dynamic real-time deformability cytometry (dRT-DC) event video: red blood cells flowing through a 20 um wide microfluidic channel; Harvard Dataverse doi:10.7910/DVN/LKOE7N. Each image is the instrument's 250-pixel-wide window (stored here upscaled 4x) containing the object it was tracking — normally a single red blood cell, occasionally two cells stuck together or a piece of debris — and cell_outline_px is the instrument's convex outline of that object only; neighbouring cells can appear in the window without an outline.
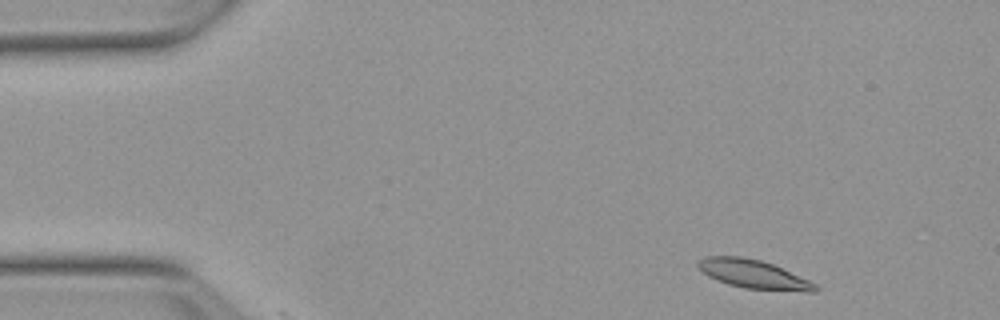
{"species": "Egyptian fruit bat (a non-hibernating species)", "species_latin": "Rousettus aegyptiacus", "temperature_condition": "warm", "stored_images_in_passage": 3, "camera_frame_rate_fps": 3000, "um_per_image_px": 0.085, "animal": {"sex": "female"}, "frame": {"image": 1, "passage_image": 1, "time_ms": 0.0, "image_size_px": [1000, 320], "cell_outline_px": [[820, 288], [816, 292], [808, 292], [744, 288], [728, 284], [716, 280], [708, 276], [696, 264], [704, 256], [740, 256], [760, 260], [772, 264], [808, 280], [816, 284]], "centroid_in_image_um": [64.05, 23.31], "position_along_channel_um": 20.9, "area_um2": 19.42}}